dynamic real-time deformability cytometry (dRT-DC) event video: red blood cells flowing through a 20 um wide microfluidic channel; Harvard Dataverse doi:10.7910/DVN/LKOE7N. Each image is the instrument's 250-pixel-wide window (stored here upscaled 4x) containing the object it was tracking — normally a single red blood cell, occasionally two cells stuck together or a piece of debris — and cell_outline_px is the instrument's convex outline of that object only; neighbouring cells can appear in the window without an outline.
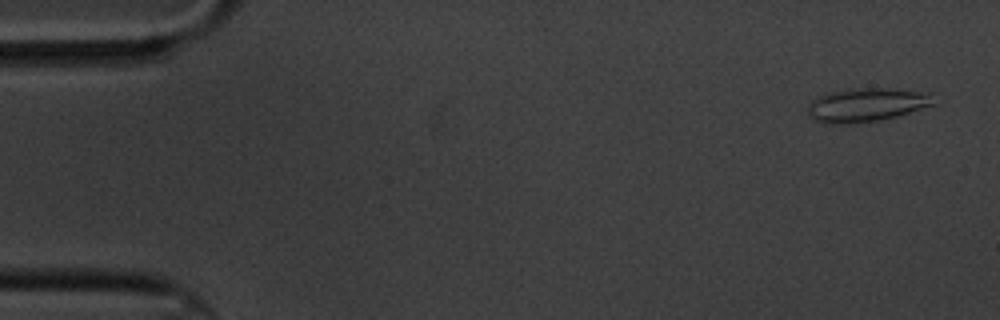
{"species": "common noctule bat (a hibernating species)", "species_latin": "Nyctalus noctula", "temperature_condition": "cold", "stored_images_in_passage": 4, "camera_frame_rate_fps": 3000, "um_per_image_px": 0.085, "animal": {"sex": "male", "body_mass_g": 20.1, "forearm_length_mm": 53.5}, "frame": {"image": 1, "passage_image": 1, "time_ms": 0.0, "image_size_px": [1000, 320], "cell_outline_px": [[936, 104], [896, 116], [876, 120], [848, 124], [824, 124], [812, 120], [808, 116], [808, 104], [816, 96], [848, 88], [896, 88], [928, 92]], "centroid_in_image_um": [73.6, 8.91], "position_along_channel_um": 11.4, "area_um2": 24.97}}